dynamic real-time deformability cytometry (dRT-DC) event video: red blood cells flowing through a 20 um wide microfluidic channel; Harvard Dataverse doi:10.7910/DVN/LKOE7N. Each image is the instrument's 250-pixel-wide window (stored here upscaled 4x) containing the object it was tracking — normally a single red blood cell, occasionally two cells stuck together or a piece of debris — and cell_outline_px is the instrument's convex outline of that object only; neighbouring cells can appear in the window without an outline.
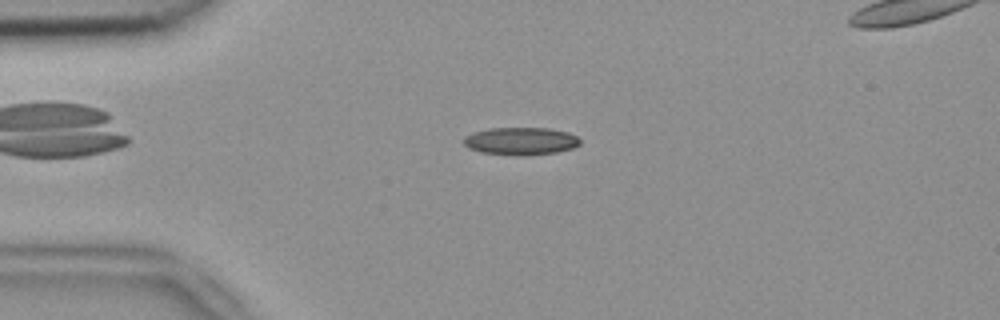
{"species": "common noctule bat (a hibernating species)", "species_latin": "Nyctalus noctula", "temperature_condition": "room temperature", "stored_images_in_passage": 53, "segment_of_instrument_passage": [1, 2], "camera_frame_rate_fps": 3000, "um_per_image_px": 0.085, "animal": {"sex": "female", "body_mass_g": 18.4}, "frame": {"image": 1, "passage_image": 12, "time_ms": 3.667, "image_size_px": [1000, 320], "cell_outline_px": [[580, 144], [572, 148], [556, 152], [524, 156], [520, 156], [480, 152], [468, 148], [464, 144], [464, 136], [472, 132], [488, 128], [548, 128], [568, 132], [576, 136], [580, 140]], "centroid_in_image_um": [44.24, 11.99], "position_along_channel_um": 40.8, "area_um2": 18.84}}
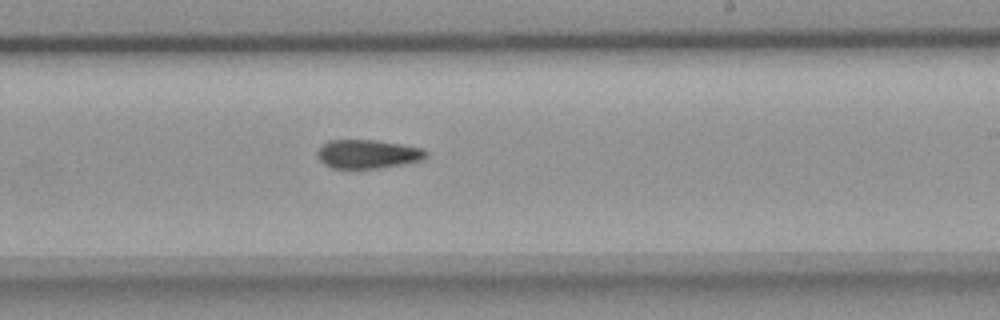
{"frame": {"image": 2, "passage_image": 31, "time_ms": 10.0, "image_size_px": [1000, 320], "cell_outline_px": [[428, 156], [424, 160], [404, 164], [380, 168], [332, 168], [324, 164], [316, 156], [316, 152], [328, 140], [372, 140], [400, 144], [424, 148], [428, 152]], "centroid_in_image_um": [31.29, 13.1], "position_along_channel_um": 257.7, "area_um2": 18.32}}
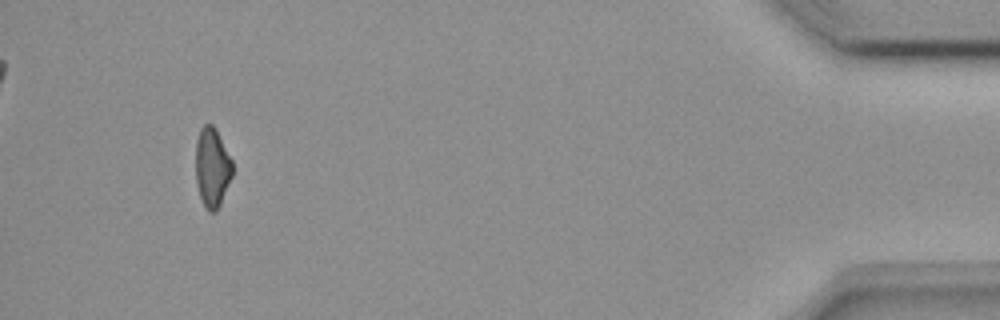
{"frame": {"image": 3, "passage_image": 49, "time_ms": 16.0, "image_size_px": [1000, 320], "cell_outline_px": [[232, 176], [220, 204], [216, 212], [208, 212], [204, 208], [196, 184], [196, 140], [200, 128], [204, 124], [212, 124], [216, 128], [232, 160]], "centroid_in_image_um": [18.02, 14.23], "position_along_channel_um": 417.2, "area_um2": 17.17}}